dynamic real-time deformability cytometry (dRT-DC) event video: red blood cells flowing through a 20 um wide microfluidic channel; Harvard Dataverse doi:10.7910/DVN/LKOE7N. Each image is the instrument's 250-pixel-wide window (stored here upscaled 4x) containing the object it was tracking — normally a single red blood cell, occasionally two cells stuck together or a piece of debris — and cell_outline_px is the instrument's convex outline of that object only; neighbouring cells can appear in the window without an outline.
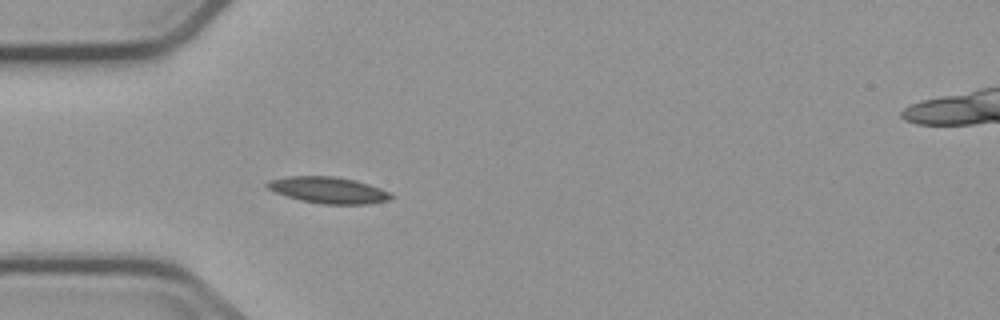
{"species": "common noctule bat (a hibernating species)", "species_latin": "Nyctalus noctula", "temperature_condition": "cold", "stored_images_in_passage": 3, "camera_frame_rate_fps": 3000, "um_per_image_px": 0.085, "animal": {"sex": "male", "body_mass_g": 23.1, "forearm_length_mm": 52.7}, "frame": {"image": 1, "passage_image": 3, "time_ms": 2.333, "image_size_px": [1000, 320], "cell_outline_px": [[396, 196], [392, 200], [368, 204], [320, 204], [300, 200], [276, 192], [268, 188], [264, 184], [268, 180], [288, 176], [336, 176], [356, 180], [380, 188]], "centroid_in_image_um": [27.94, 16.16], "position_along_channel_um": 57.1, "area_um2": 19.19}}